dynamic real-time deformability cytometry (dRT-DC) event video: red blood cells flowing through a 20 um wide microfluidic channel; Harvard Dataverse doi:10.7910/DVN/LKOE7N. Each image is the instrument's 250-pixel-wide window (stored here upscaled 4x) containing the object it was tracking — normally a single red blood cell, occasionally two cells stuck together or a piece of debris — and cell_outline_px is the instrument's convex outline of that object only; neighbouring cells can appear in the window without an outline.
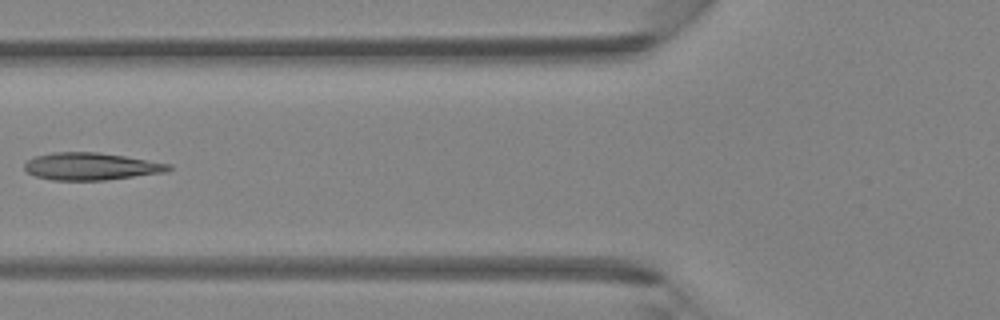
{"species": "Egyptian fruit bat (a non-hibernating species)", "species_latin": "Rousettus aegyptiacus", "temperature_condition": "room temperature", "stored_images_in_passage": 5, "camera_frame_rate_fps": 3000, "um_per_image_px": 0.085, "animal": {"sex": "female"}, "frame": {"image": 1, "passage_image": 5, "time_ms": 1.333, "image_size_px": [1000, 320], "cell_outline_px": [[172, 168], [168, 172], [104, 180], [52, 180], [36, 176], [28, 172], [24, 168], [24, 164], [28, 160], [36, 156], [56, 152], [96, 152], [124, 156], [172, 164]], "centroid_in_image_um": [7.77, 14.14], "position_along_channel_um": 118.0, "area_um2": 22.83}}